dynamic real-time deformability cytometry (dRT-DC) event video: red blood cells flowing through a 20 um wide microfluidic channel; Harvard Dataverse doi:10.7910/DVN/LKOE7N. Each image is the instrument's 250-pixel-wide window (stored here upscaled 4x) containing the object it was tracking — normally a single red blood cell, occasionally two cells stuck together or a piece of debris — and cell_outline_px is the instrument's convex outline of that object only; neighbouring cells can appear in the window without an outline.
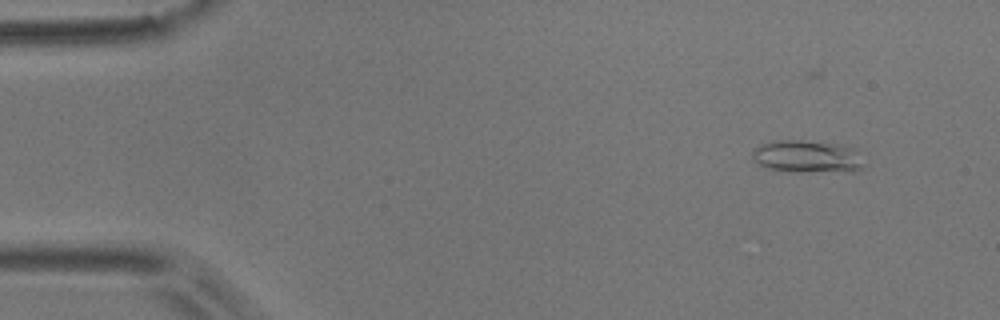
{"species": "common noctule bat (a hibernating species)", "species_latin": "Nyctalus noctula", "temperature_condition": "room temperature", "stored_images_in_passage": 53, "camera_frame_rate_fps": 3000, "um_per_image_px": 0.085, "animal": {"sex": "male", "body_mass_g": 17.9}, "frame": {"image": 1, "passage_image": 4, "time_ms": 1.0, "image_size_px": [1000, 320], "cell_outline_px": [[868, 164], [856, 172], [788, 172], [768, 168], [752, 160], [752, 152], [760, 144], [772, 140], [800, 140], [856, 148]], "centroid_in_image_um": [68.67, 13.34], "position_along_channel_um": 16.3, "area_um2": 21.62}}
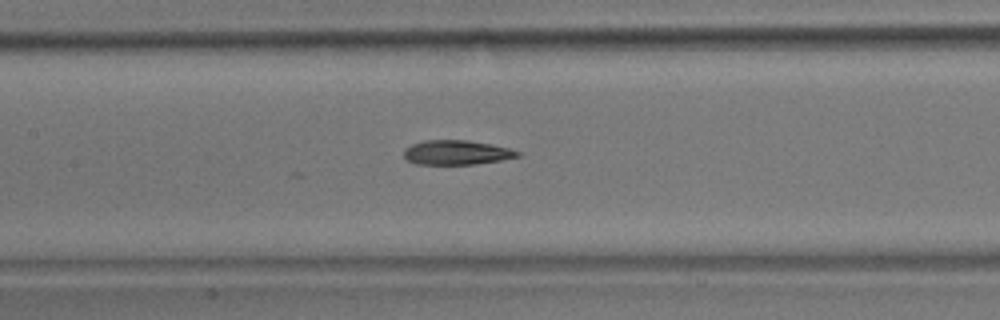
{"frame": {"image": 2, "passage_image": 24, "time_ms": 7.667, "image_size_px": [1000, 320], "cell_outline_px": [[520, 156], [500, 160], [476, 164], [416, 164], [404, 160], [404, 148], [412, 144], [424, 140], [468, 140], [492, 144], [508, 148], [520, 152]], "centroid_in_image_um": [38.77, 12.96], "position_along_channel_um": 168.6, "area_um2": 16.3}}
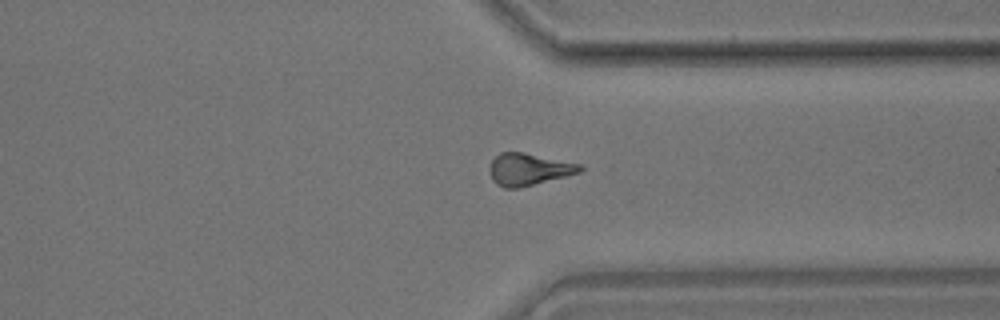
{"frame": {"image": 3, "passage_image": 40, "time_ms": 13.0, "image_size_px": [1000, 320], "cell_outline_px": [[584, 168], [580, 172], [516, 188], [504, 188], [496, 184], [492, 180], [488, 168], [492, 160], [500, 152], [520, 152], [580, 164]], "centroid_in_image_um": [44.87, 14.39], "position_along_channel_um": 366.5, "area_um2": 16.47}, "authors_computed_cell_mechanics": {"area_um2": 16.762, "velocity_mm_per_s": 3.7249, "shape_relaxation_time_tau1_ms": 8.9878, "shape_relaxation_time_tau2_ms": 4.9236, "deformation_change_tau1": 0.1963, "deformation_change_tau2": 0.1452}}